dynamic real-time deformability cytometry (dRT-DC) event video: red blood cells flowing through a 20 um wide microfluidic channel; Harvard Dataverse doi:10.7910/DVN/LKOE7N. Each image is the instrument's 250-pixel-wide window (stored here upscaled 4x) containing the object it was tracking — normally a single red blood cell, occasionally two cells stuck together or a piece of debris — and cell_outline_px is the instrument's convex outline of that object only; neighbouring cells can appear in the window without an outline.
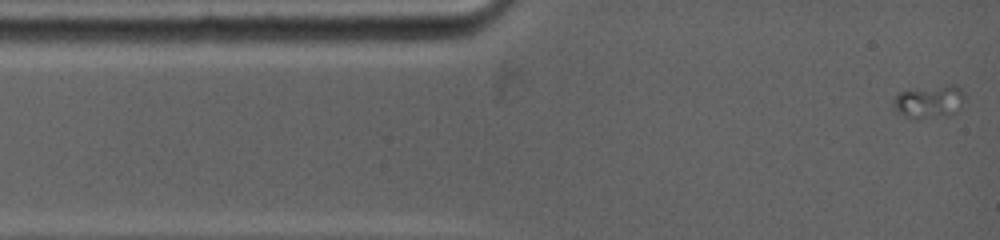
{"species": "common noctule bat (a hibernating species)", "species_latin": "Nyctalus noctula", "temperature_condition": "warm", "stored_images_in_passage": 9, "camera_frame_rate_fps": 5000, "um_per_image_px": 0.085, "animal": {"sex": "female", "body_mass_g": 19.0, "forearm_length_mm": 53.3}, "frame": {"image": 1, "passage_image": 1, "time_ms": 0.0, "image_size_px": [1000, 240], "cell_outline_px": [[968, 96], [960, 108], [956, 112], [948, 116], [920, 120], [912, 120], [896, 112], [892, 108], [892, 100], [900, 92], [948, 84], [952, 84], [960, 88]], "centroid_in_image_um": [79.01, 8.68], "position_along_channel_um": 6.0, "area_um2": 14.28}}